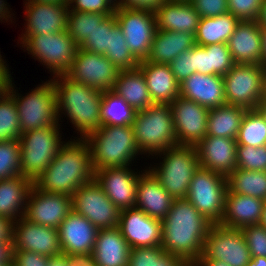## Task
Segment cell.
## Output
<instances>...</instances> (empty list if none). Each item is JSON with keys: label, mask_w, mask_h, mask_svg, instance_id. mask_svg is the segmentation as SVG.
<instances>
[{"label": "cell", "mask_w": 266, "mask_h": 266, "mask_svg": "<svg viewBox=\"0 0 266 266\" xmlns=\"http://www.w3.org/2000/svg\"><path fill=\"white\" fill-rule=\"evenodd\" d=\"M247 109L234 105H223L210 109L207 119V136L236 139Z\"/></svg>", "instance_id": "d590c367"}, {"label": "cell", "mask_w": 266, "mask_h": 266, "mask_svg": "<svg viewBox=\"0 0 266 266\" xmlns=\"http://www.w3.org/2000/svg\"><path fill=\"white\" fill-rule=\"evenodd\" d=\"M226 193V176L199 167L192 177L186 199L212 224H220Z\"/></svg>", "instance_id": "7c38bea8"}, {"label": "cell", "mask_w": 266, "mask_h": 266, "mask_svg": "<svg viewBox=\"0 0 266 266\" xmlns=\"http://www.w3.org/2000/svg\"><path fill=\"white\" fill-rule=\"evenodd\" d=\"M71 197L73 210L99 230L118 227L120 209L106 196L95 179L80 186Z\"/></svg>", "instance_id": "5bb4252c"}, {"label": "cell", "mask_w": 266, "mask_h": 266, "mask_svg": "<svg viewBox=\"0 0 266 266\" xmlns=\"http://www.w3.org/2000/svg\"><path fill=\"white\" fill-rule=\"evenodd\" d=\"M33 182L21 176L0 180V216L13 223L22 218Z\"/></svg>", "instance_id": "1f68e13d"}, {"label": "cell", "mask_w": 266, "mask_h": 266, "mask_svg": "<svg viewBox=\"0 0 266 266\" xmlns=\"http://www.w3.org/2000/svg\"><path fill=\"white\" fill-rule=\"evenodd\" d=\"M230 193L260 198L266 201V171L236 168L226 177Z\"/></svg>", "instance_id": "8d00e7d4"}, {"label": "cell", "mask_w": 266, "mask_h": 266, "mask_svg": "<svg viewBox=\"0 0 266 266\" xmlns=\"http://www.w3.org/2000/svg\"><path fill=\"white\" fill-rule=\"evenodd\" d=\"M74 138L64 142L48 168L33 182L36 189L72 196L80 186L94 180L90 147L84 138Z\"/></svg>", "instance_id": "7a4b0ae2"}, {"label": "cell", "mask_w": 266, "mask_h": 266, "mask_svg": "<svg viewBox=\"0 0 266 266\" xmlns=\"http://www.w3.org/2000/svg\"><path fill=\"white\" fill-rule=\"evenodd\" d=\"M47 266H68L66 254H59L49 257Z\"/></svg>", "instance_id": "91938a15"}, {"label": "cell", "mask_w": 266, "mask_h": 266, "mask_svg": "<svg viewBox=\"0 0 266 266\" xmlns=\"http://www.w3.org/2000/svg\"><path fill=\"white\" fill-rule=\"evenodd\" d=\"M180 96L208 109L227 104L221 75L193 73L180 83Z\"/></svg>", "instance_id": "484cf974"}, {"label": "cell", "mask_w": 266, "mask_h": 266, "mask_svg": "<svg viewBox=\"0 0 266 266\" xmlns=\"http://www.w3.org/2000/svg\"><path fill=\"white\" fill-rule=\"evenodd\" d=\"M8 6L9 5H7V2H5V0H0V21L3 22V20H5L7 23L11 21L12 23V14H10L11 12L9 11Z\"/></svg>", "instance_id": "94428289"}, {"label": "cell", "mask_w": 266, "mask_h": 266, "mask_svg": "<svg viewBox=\"0 0 266 266\" xmlns=\"http://www.w3.org/2000/svg\"><path fill=\"white\" fill-rule=\"evenodd\" d=\"M68 266H97L92 253L66 254Z\"/></svg>", "instance_id": "11a10c76"}, {"label": "cell", "mask_w": 266, "mask_h": 266, "mask_svg": "<svg viewBox=\"0 0 266 266\" xmlns=\"http://www.w3.org/2000/svg\"><path fill=\"white\" fill-rule=\"evenodd\" d=\"M138 173V174H137ZM140 171L131 166L108 167L95 171L94 179L106 196L120 209L135 207Z\"/></svg>", "instance_id": "ffe728a7"}, {"label": "cell", "mask_w": 266, "mask_h": 266, "mask_svg": "<svg viewBox=\"0 0 266 266\" xmlns=\"http://www.w3.org/2000/svg\"><path fill=\"white\" fill-rule=\"evenodd\" d=\"M72 210L71 196L41 191L32 186L23 218L33 224L58 229Z\"/></svg>", "instance_id": "ac0fdd59"}, {"label": "cell", "mask_w": 266, "mask_h": 266, "mask_svg": "<svg viewBox=\"0 0 266 266\" xmlns=\"http://www.w3.org/2000/svg\"><path fill=\"white\" fill-rule=\"evenodd\" d=\"M138 68L145 77L153 103L171 104L180 96V83L168 64L140 61Z\"/></svg>", "instance_id": "f1b7e54d"}, {"label": "cell", "mask_w": 266, "mask_h": 266, "mask_svg": "<svg viewBox=\"0 0 266 266\" xmlns=\"http://www.w3.org/2000/svg\"><path fill=\"white\" fill-rule=\"evenodd\" d=\"M99 229L72 210L58 227L63 254L92 253Z\"/></svg>", "instance_id": "cb8c5ba5"}, {"label": "cell", "mask_w": 266, "mask_h": 266, "mask_svg": "<svg viewBox=\"0 0 266 266\" xmlns=\"http://www.w3.org/2000/svg\"><path fill=\"white\" fill-rule=\"evenodd\" d=\"M22 48L38 59L54 76L65 75L75 58L78 45L68 35L67 30L51 34L30 35Z\"/></svg>", "instance_id": "8fae6325"}, {"label": "cell", "mask_w": 266, "mask_h": 266, "mask_svg": "<svg viewBox=\"0 0 266 266\" xmlns=\"http://www.w3.org/2000/svg\"><path fill=\"white\" fill-rule=\"evenodd\" d=\"M84 139L90 147L94 172L108 167L131 166L136 156L142 155L132 125H102Z\"/></svg>", "instance_id": "277c9868"}, {"label": "cell", "mask_w": 266, "mask_h": 266, "mask_svg": "<svg viewBox=\"0 0 266 266\" xmlns=\"http://www.w3.org/2000/svg\"><path fill=\"white\" fill-rule=\"evenodd\" d=\"M236 168L253 171H266V145L237 146L236 147Z\"/></svg>", "instance_id": "ee69618b"}, {"label": "cell", "mask_w": 266, "mask_h": 266, "mask_svg": "<svg viewBox=\"0 0 266 266\" xmlns=\"http://www.w3.org/2000/svg\"><path fill=\"white\" fill-rule=\"evenodd\" d=\"M113 13H92L68 11V35L79 46L91 32L96 25H99L108 15Z\"/></svg>", "instance_id": "60d3db41"}, {"label": "cell", "mask_w": 266, "mask_h": 266, "mask_svg": "<svg viewBox=\"0 0 266 266\" xmlns=\"http://www.w3.org/2000/svg\"><path fill=\"white\" fill-rule=\"evenodd\" d=\"M12 250H24L48 257L62 253L58 229L19 218L12 227Z\"/></svg>", "instance_id": "d6986e66"}, {"label": "cell", "mask_w": 266, "mask_h": 266, "mask_svg": "<svg viewBox=\"0 0 266 266\" xmlns=\"http://www.w3.org/2000/svg\"><path fill=\"white\" fill-rule=\"evenodd\" d=\"M157 155L163 162L147 169L174 200L186 198L192 177L200 167L195 146L176 145Z\"/></svg>", "instance_id": "8992f818"}, {"label": "cell", "mask_w": 266, "mask_h": 266, "mask_svg": "<svg viewBox=\"0 0 266 266\" xmlns=\"http://www.w3.org/2000/svg\"><path fill=\"white\" fill-rule=\"evenodd\" d=\"M52 81L56 90L57 113L60 121L62 114L67 116L77 133H80L79 138H85L102 126L100 120L102 91L72 81L66 75L54 76Z\"/></svg>", "instance_id": "3957f363"}, {"label": "cell", "mask_w": 266, "mask_h": 266, "mask_svg": "<svg viewBox=\"0 0 266 266\" xmlns=\"http://www.w3.org/2000/svg\"><path fill=\"white\" fill-rule=\"evenodd\" d=\"M156 29L195 35L200 16L190 1H167L155 13Z\"/></svg>", "instance_id": "f546056e"}, {"label": "cell", "mask_w": 266, "mask_h": 266, "mask_svg": "<svg viewBox=\"0 0 266 266\" xmlns=\"http://www.w3.org/2000/svg\"><path fill=\"white\" fill-rule=\"evenodd\" d=\"M10 73H0V98H2L7 92L12 80Z\"/></svg>", "instance_id": "6f0895ef"}, {"label": "cell", "mask_w": 266, "mask_h": 266, "mask_svg": "<svg viewBox=\"0 0 266 266\" xmlns=\"http://www.w3.org/2000/svg\"><path fill=\"white\" fill-rule=\"evenodd\" d=\"M21 134L17 106L7 92L0 98V142L19 140Z\"/></svg>", "instance_id": "b9f144b4"}, {"label": "cell", "mask_w": 266, "mask_h": 266, "mask_svg": "<svg viewBox=\"0 0 266 266\" xmlns=\"http://www.w3.org/2000/svg\"><path fill=\"white\" fill-rule=\"evenodd\" d=\"M251 258L241 229L212 224L199 259L219 260L230 266H247Z\"/></svg>", "instance_id": "4fadbf2b"}, {"label": "cell", "mask_w": 266, "mask_h": 266, "mask_svg": "<svg viewBox=\"0 0 266 266\" xmlns=\"http://www.w3.org/2000/svg\"><path fill=\"white\" fill-rule=\"evenodd\" d=\"M209 75L224 76L234 65L231 52L225 43L207 45Z\"/></svg>", "instance_id": "f6af8a7d"}, {"label": "cell", "mask_w": 266, "mask_h": 266, "mask_svg": "<svg viewBox=\"0 0 266 266\" xmlns=\"http://www.w3.org/2000/svg\"><path fill=\"white\" fill-rule=\"evenodd\" d=\"M258 22L261 25V27L266 28V0H263L261 14L258 19Z\"/></svg>", "instance_id": "e7e4bbea"}, {"label": "cell", "mask_w": 266, "mask_h": 266, "mask_svg": "<svg viewBox=\"0 0 266 266\" xmlns=\"http://www.w3.org/2000/svg\"><path fill=\"white\" fill-rule=\"evenodd\" d=\"M223 82L228 105L255 110L266 94V68L262 64H235Z\"/></svg>", "instance_id": "9c48e42d"}, {"label": "cell", "mask_w": 266, "mask_h": 266, "mask_svg": "<svg viewBox=\"0 0 266 266\" xmlns=\"http://www.w3.org/2000/svg\"><path fill=\"white\" fill-rule=\"evenodd\" d=\"M241 230L251 257H266V229L255 224L245 226Z\"/></svg>", "instance_id": "bcb514c9"}, {"label": "cell", "mask_w": 266, "mask_h": 266, "mask_svg": "<svg viewBox=\"0 0 266 266\" xmlns=\"http://www.w3.org/2000/svg\"><path fill=\"white\" fill-rule=\"evenodd\" d=\"M170 108L177 145L196 146L207 136L210 109L181 96L170 104Z\"/></svg>", "instance_id": "e0dca14e"}, {"label": "cell", "mask_w": 266, "mask_h": 266, "mask_svg": "<svg viewBox=\"0 0 266 266\" xmlns=\"http://www.w3.org/2000/svg\"><path fill=\"white\" fill-rule=\"evenodd\" d=\"M68 9L79 12L114 13L106 0H68Z\"/></svg>", "instance_id": "f907efd6"}, {"label": "cell", "mask_w": 266, "mask_h": 266, "mask_svg": "<svg viewBox=\"0 0 266 266\" xmlns=\"http://www.w3.org/2000/svg\"><path fill=\"white\" fill-rule=\"evenodd\" d=\"M167 1H174V2H186V1H191V0H167Z\"/></svg>", "instance_id": "34e18365"}, {"label": "cell", "mask_w": 266, "mask_h": 266, "mask_svg": "<svg viewBox=\"0 0 266 266\" xmlns=\"http://www.w3.org/2000/svg\"><path fill=\"white\" fill-rule=\"evenodd\" d=\"M239 19L230 12L216 17L200 18L195 33V45L227 44L229 37L235 32Z\"/></svg>", "instance_id": "e575fe53"}, {"label": "cell", "mask_w": 266, "mask_h": 266, "mask_svg": "<svg viewBox=\"0 0 266 266\" xmlns=\"http://www.w3.org/2000/svg\"><path fill=\"white\" fill-rule=\"evenodd\" d=\"M13 222L0 216V242H12Z\"/></svg>", "instance_id": "9f6ffc18"}, {"label": "cell", "mask_w": 266, "mask_h": 266, "mask_svg": "<svg viewBox=\"0 0 266 266\" xmlns=\"http://www.w3.org/2000/svg\"><path fill=\"white\" fill-rule=\"evenodd\" d=\"M263 0H228L229 12L240 21L258 20Z\"/></svg>", "instance_id": "7dc6e473"}, {"label": "cell", "mask_w": 266, "mask_h": 266, "mask_svg": "<svg viewBox=\"0 0 266 266\" xmlns=\"http://www.w3.org/2000/svg\"><path fill=\"white\" fill-rule=\"evenodd\" d=\"M200 18L216 17L229 12L228 0H191Z\"/></svg>", "instance_id": "681fc988"}, {"label": "cell", "mask_w": 266, "mask_h": 266, "mask_svg": "<svg viewBox=\"0 0 266 266\" xmlns=\"http://www.w3.org/2000/svg\"><path fill=\"white\" fill-rule=\"evenodd\" d=\"M78 48L91 53L103 54L119 70L135 69L139 65V61L128 48L114 13L96 25Z\"/></svg>", "instance_id": "30bf717a"}, {"label": "cell", "mask_w": 266, "mask_h": 266, "mask_svg": "<svg viewBox=\"0 0 266 266\" xmlns=\"http://www.w3.org/2000/svg\"><path fill=\"white\" fill-rule=\"evenodd\" d=\"M195 46L188 51L181 52L168 65L179 83L194 73Z\"/></svg>", "instance_id": "c3c4849f"}, {"label": "cell", "mask_w": 266, "mask_h": 266, "mask_svg": "<svg viewBox=\"0 0 266 266\" xmlns=\"http://www.w3.org/2000/svg\"><path fill=\"white\" fill-rule=\"evenodd\" d=\"M132 127L136 145L143 155L154 156L177 145L170 104L154 103L137 111Z\"/></svg>", "instance_id": "5b68a950"}, {"label": "cell", "mask_w": 266, "mask_h": 266, "mask_svg": "<svg viewBox=\"0 0 266 266\" xmlns=\"http://www.w3.org/2000/svg\"><path fill=\"white\" fill-rule=\"evenodd\" d=\"M49 257L32 251L12 250L11 266H47Z\"/></svg>", "instance_id": "816d5d0a"}, {"label": "cell", "mask_w": 266, "mask_h": 266, "mask_svg": "<svg viewBox=\"0 0 266 266\" xmlns=\"http://www.w3.org/2000/svg\"><path fill=\"white\" fill-rule=\"evenodd\" d=\"M194 73L209 75L207 46L195 45Z\"/></svg>", "instance_id": "db71d44e"}, {"label": "cell", "mask_w": 266, "mask_h": 266, "mask_svg": "<svg viewBox=\"0 0 266 266\" xmlns=\"http://www.w3.org/2000/svg\"><path fill=\"white\" fill-rule=\"evenodd\" d=\"M25 31L19 37L22 44L30 35L51 34L67 30L68 7L64 4L25 2Z\"/></svg>", "instance_id": "7402d4cb"}, {"label": "cell", "mask_w": 266, "mask_h": 266, "mask_svg": "<svg viewBox=\"0 0 266 266\" xmlns=\"http://www.w3.org/2000/svg\"><path fill=\"white\" fill-rule=\"evenodd\" d=\"M114 9L118 5L119 0H106Z\"/></svg>", "instance_id": "8c879c8a"}, {"label": "cell", "mask_w": 266, "mask_h": 266, "mask_svg": "<svg viewBox=\"0 0 266 266\" xmlns=\"http://www.w3.org/2000/svg\"><path fill=\"white\" fill-rule=\"evenodd\" d=\"M130 249L119 228L115 227L98 231L92 254L97 266H127Z\"/></svg>", "instance_id": "4dcf8cb0"}, {"label": "cell", "mask_w": 266, "mask_h": 266, "mask_svg": "<svg viewBox=\"0 0 266 266\" xmlns=\"http://www.w3.org/2000/svg\"><path fill=\"white\" fill-rule=\"evenodd\" d=\"M0 266H11V261H0Z\"/></svg>", "instance_id": "753ad0ef"}, {"label": "cell", "mask_w": 266, "mask_h": 266, "mask_svg": "<svg viewBox=\"0 0 266 266\" xmlns=\"http://www.w3.org/2000/svg\"><path fill=\"white\" fill-rule=\"evenodd\" d=\"M236 139L206 136L196 146L200 167L228 176L237 165Z\"/></svg>", "instance_id": "603a6c76"}, {"label": "cell", "mask_w": 266, "mask_h": 266, "mask_svg": "<svg viewBox=\"0 0 266 266\" xmlns=\"http://www.w3.org/2000/svg\"><path fill=\"white\" fill-rule=\"evenodd\" d=\"M114 14L132 55L139 62L146 60L157 30L155 14L125 8H115Z\"/></svg>", "instance_id": "2e32d148"}, {"label": "cell", "mask_w": 266, "mask_h": 266, "mask_svg": "<svg viewBox=\"0 0 266 266\" xmlns=\"http://www.w3.org/2000/svg\"><path fill=\"white\" fill-rule=\"evenodd\" d=\"M192 266H230V265L219 260L198 259Z\"/></svg>", "instance_id": "6125c7cd"}, {"label": "cell", "mask_w": 266, "mask_h": 266, "mask_svg": "<svg viewBox=\"0 0 266 266\" xmlns=\"http://www.w3.org/2000/svg\"><path fill=\"white\" fill-rule=\"evenodd\" d=\"M167 0H119L116 8L133 9L155 13Z\"/></svg>", "instance_id": "f5cc1de1"}, {"label": "cell", "mask_w": 266, "mask_h": 266, "mask_svg": "<svg viewBox=\"0 0 266 266\" xmlns=\"http://www.w3.org/2000/svg\"><path fill=\"white\" fill-rule=\"evenodd\" d=\"M122 97L135 111H140L154 104L141 70H120L113 90Z\"/></svg>", "instance_id": "836d02e7"}, {"label": "cell", "mask_w": 266, "mask_h": 266, "mask_svg": "<svg viewBox=\"0 0 266 266\" xmlns=\"http://www.w3.org/2000/svg\"><path fill=\"white\" fill-rule=\"evenodd\" d=\"M135 111L122 97L114 91H103L100 120L102 125H132Z\"/></svg>", "instance_id": "74e56055"}, {"label": "cell", "mask_w": 266, "mask_h": 266, "mask_svg": "<svg viewBox=\"0 0 266 266\" xmlns=\"http://www.w3.org/2000/svg\"><path fill=\"white\" fill-rule=\"evenodd\" d=\"M264 203L260 198L230 193L227 190L220 224L235 229L259 224Z\"/></svg>", "instance_id": "83f0119b"}, {"label": "cell", "mask_w": 266, "mask_h": 266, "mask_svg": "<svg viewBox=\"0 0 266 266\" xmlns=\"http://www.w3.org/2000/svg\"><path fill=\"white\" fill-rule=\"evenodd\" d=\"M227 45L235 64L263 65L262 27L258 20L239 21Z\"/></svg>", "instance_id": "d4e9b609"}, {"label": "cell", "mask_w": 266, "mask_h": 266, "mask_svg": "<svg viewBox=\"0 0 266 266\" xmlns=\"http://www.w3.org/2000/svg\"><path fill=\"white\" fill-rule=\"evenodd\" d=\"M127 266H192L186 259L173 255L161 246L131 248Z\"/></svg>", "instance_id": "f35d334b"}, {"label": "cell", "mask_w": 266, "mask_h": 266, "mask_svg": "<svg viewBox=\"0 0 266 266\" xmlns=\"http://www.w3.org/2000/svg\"><path fill=\"white\" fill-rule=\"evenodd\" d=\"M60 124L38 128L20 135L21 174L34 182L48 168L65 141Z\"/></svg>", "instance_id": "ba28073f"}, {"label": "cell", "mask_w": 266, "mask_h": 266, "mask_svg": "<svg viewBox=\"0 0 266 266\" xmlns=\"http://www.w3.org/2000/svg\"><path fill=\"white\" fill-rule=\"evenodd\" d=\"M10 83L8 92L17 106L21 133L57 125V95L52 79L42 82L23 96Z\"/></svg>", "instance_id": "52a82bcc"}, {"label": "cell", "mask_w": 266, "mask_h": 266, "mask_svg": "<svg viewBox=\"0 0 266 266\" xmlns=\"http://www.w3.org/2000/svg\"><path fill=\"white\" fill-rule=\"evenodd\" d=\"M118 228L130 248L161 246L162 222L137 207L120 210Z\"/></svg>", "instance_id": "44dd1931"}, {"label": "cell", "mask_w": 266, "mask_h": 266, "mask_svg": "<svg viewBox=\"0 0 266 266\" xmlns=\"http://www.w3.org/2000/svg\"><path fill=\"white\" fill-rule=\"evenodd\" d=\"M12 242H0V261H11Z\"/></svg>", "instance_id": "680465c9"}, {"label": "cell", "mask_w": 266, "mask_h": 266, "mask_svg": "<svg viewBox=\"0 0 266 266\" xmlns=\"http://www.w3.org/2000/svg\"><path fill=\"white\" fill-rule=\"evenodd\" d=\"M27 2H38V3H47V4H64L68 5V0H26Z\"/></svg>", "instance_id": "03108f58"}, {"label": "cell", "mask_w": 266, "mask_h": 266, "mask_svg": "<svg viewBox=\"0 0 266 266\" xmlns=\"http://www.w3.org/2000/svg\"><path fill=\"white\" fill-rule=\"evenodd\" d=\"M195 46L192 33L156 30L146 61L169 64L181 53Z\"/></svg>", "instance_id": "d6a6232c"}, {"label": "cell", "mask_w": 266, "mask_h": 266, "mask_svg": "<svg viewBox=\"0 0 266 266\" xmlns=\"http://www.w3.org/2000/svg\"><path fill=\"white\" fill-rule=\"evenodd\" d=\"M143 171L138 178L135 207L151 218L162 221L170 211L174 199L148 169Z\"/></svg>", "instance_id": "4316f807"}, {"label": "cell", "mask_w": 266, "mask_h": 266, "mask_svg": "<svg viewBox=\"0 0 266 266\" xmlns=\"http://www.w3.org/2000/svg\"><path fill=\"white\" fill-rule=\"evenodd\" d=\"M247 266H266V257H252Z\"/></svg>", "instance_id": "be15d7a7"}, {"label": "cell", "mask_w": 266, "mask_h": 266, "mask_svg": "<svg viewBox=\"0 0 266 266\" xmlns=\"http://www.w3.org/2000/svg\"><path fill=\"white\" fill-rule=\"evenodd\" d=\"M162 222L161 247L193 265L203 253L212 223L186 198L175 199Z\"/></svg>", "instance_id": "6da1fadb"}, {"label": "cell", "mask_w": 266, "mask_h": 266, "mask_svg": "<svg viewBox=\"0 0 266 266\" xmlns=\"http://www.w3.org/2000/svg\"><path fill=\"white\" fill-rule=\"evenodd\" d=\"M8 64H6V62L4 61V59L2 58L1 54H0V73H10V69L7 66Z\"/></svg>", "instance_id": "89a4df30"}, {"label": "cell", "mask_w": 266, "mask_h": 266, "mask_svg": "<svg viewBox=\"0 0 266 266\" xmlns=\"http://www.w3.org/2000/svg\"><path fill=\"white\" fill-rule=\"evenodd\" d=\"M258 110L259 112H261V114L265 117L266 119V94L265 96L262 98V100L260 101L259 105H258Z\"/></svg>", "instance_id": "a7ac6f4b"}, {"label": "cell", "mask_w": 266, "mask_h": 266, "mask_svg": "<svg viewBox=\"0 0 266 266\" xmlns=\"http://www.w3.org/2000/svg\"><path fill=\"white\" fill-rule=\"evenodd\" d=\"M19 140L0 142V180L21 176Z\"/></svg>", "instance_id": "7bdbcfd3"}, {"label": "cell", "mask_w": 266, "mask_h": 266, "mask_svg": "<svg viewBox=\"0 0 266 266\" xmlns=\"http://www.w3.org/2000/svg\"><path fill=\"white\" fill-rule=\"evenodd\" d=\"M259 224L266 229V201L263 206L262 218Z\"/></svg>", "instance_id": "2644e50d"}, {"label": "cell", "mask_w": 266, "mask_h": 266, "mask_svg": "<svg viewBox=\"0 0 266 266\" xmlns=\"http://www.w3.org/2000/svg\"><path fill=\"white\" fill-rule=\"evenodd\" d=\"M119 71L103 54L77 48L72 66L65 75L103 92L113 90Z\"/></svg>", "instance_id": "9a60e30c"}, {"label": "cell", "mask_w": 266, "mask_h": 266, "mask_svg": "<svg viewBox=\"0 0 266 266\" xmlns=\"http://www.w3.org/2000/svg\"><path fill=\"white\" fill-rule=\"evenodd\" d=\"M263 66L266 68V28L262 27Z\"/></svg>", "instance_id": "003e7915"}, {"label": "cell", "mask_w": 266, "mask_h": 266, "mask_svg": "<svg viewBox=\"0 0 266 266\" xmlns=\"http://www.w3.org/2000/svg\"><path fill=\"white\" fill-rule=\"evenodd\" d=\"M236 142L237 146L259 147L266 145V119L258 109L245 112Z\"/></svg>", "instance_id": "ab89813d"}]
</instances>
